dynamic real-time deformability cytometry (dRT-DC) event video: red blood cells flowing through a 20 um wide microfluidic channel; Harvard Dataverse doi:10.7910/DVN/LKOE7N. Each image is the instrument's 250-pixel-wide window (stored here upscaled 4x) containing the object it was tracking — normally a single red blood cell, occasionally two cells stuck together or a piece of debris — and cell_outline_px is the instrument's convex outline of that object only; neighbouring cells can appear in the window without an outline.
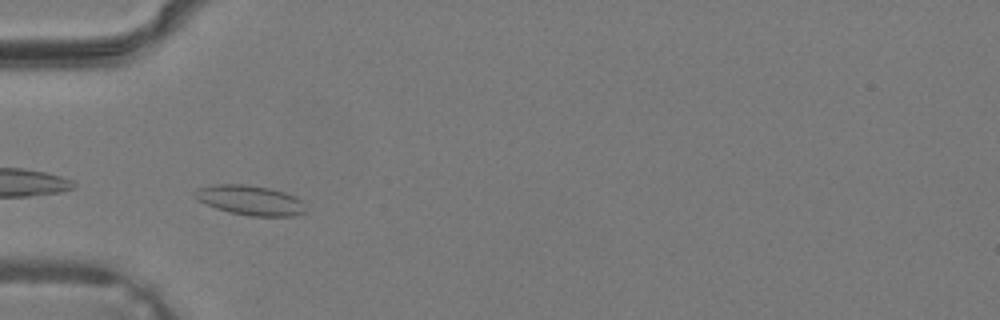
{"species": "common noctule bat (a hibernating species)", "species_latin": "Nyctalus noctula", "temperature_condition": "warm", "stored_images_in_passage": 31, "camera_frame_rate_fps": 3000, "um_per_image_px": 0.085, "animal": {"sex": "male", "body_mass_g": 19.2, "forearm_length_mm": 51.8}, "frame": {"image": 1, "passage_image": 9, "time_ms": 2.667, "image_size_px": [1000, 320], "cell_outline_px": [[308, 208], [304, 212], [296, 216], [248, 216], [228, 212], [216, 208], [192, 196], [192, 192], [196, 188], [216, 184], [248, 184], [268, 188], [284, 192], [296, 196]], "centroid_in_image_um": [21.27, 17.02], "position_along_channel_um": 63.7, "area_um2": 19.42}}
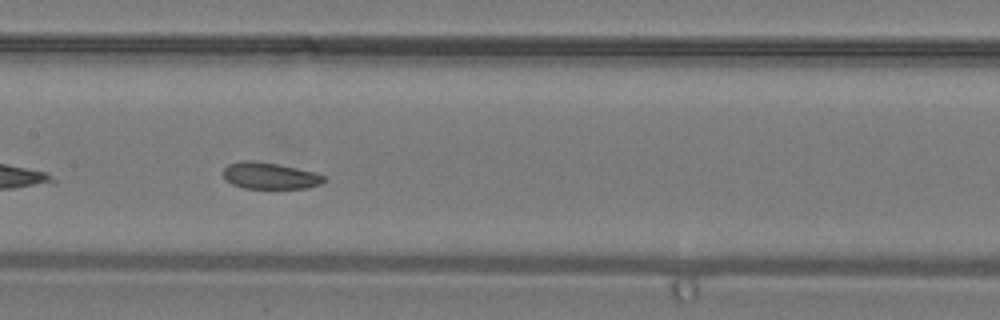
{"frame": {"image": 2, "passage_image": 16, "time_ms": 5.0, "image_size_px": [1000, 320], "cell_outline_px": [[328, 180], [320, 184], [308, 188], [244, 188], [232, 184], [224, 176], [224, 168], [228, 164], [240, 160], [248, 160], [276, 164], [316, 172], [324, 176]], "centroid_in_image_um": [22.97, 14.94], "position_along_channel_um": 184.4, "area_um2": 15.49}}
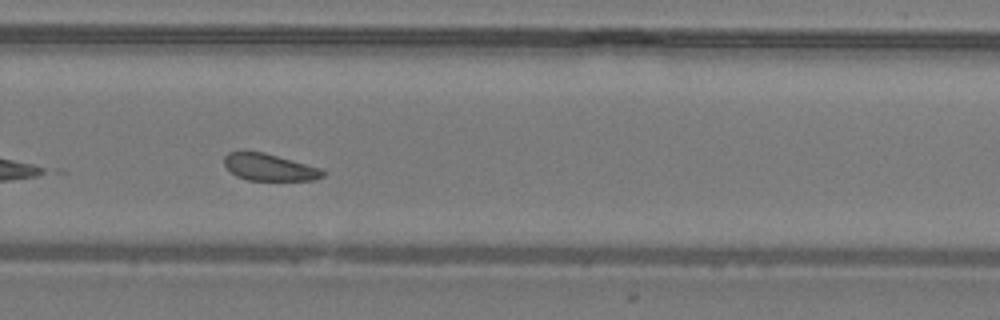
{"frame": {"image": 3, "passage_image": 23, "time_ms": 7.333, "image_size_px": [1000, 320], "cell_outline_px": [[324, 176], [312, 180], [248, 180], [236, 176], [224, 164], [224, 156], [228, 152], [264, 152], [320, 168], [324, 172]], "centroid_in_image_um": [22.88, 14.22], "position_along_channel_um": 306.9, "area_um2": 15.2}}